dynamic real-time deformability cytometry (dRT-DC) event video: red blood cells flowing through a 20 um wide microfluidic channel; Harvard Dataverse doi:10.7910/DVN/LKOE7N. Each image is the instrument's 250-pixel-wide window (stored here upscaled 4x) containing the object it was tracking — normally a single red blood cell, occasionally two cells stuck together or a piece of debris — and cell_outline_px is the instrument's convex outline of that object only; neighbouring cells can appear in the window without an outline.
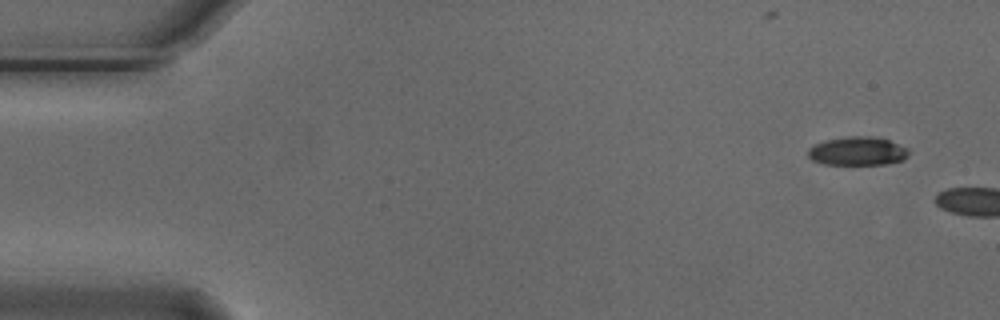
{"species": "Egyptian fruit bat (a non-hibernating species)", "species_latin": "Rousettus aegyptiacus", "temperature_condition": "cold", "stored_images_in_passage": 2, "camera_frame_rate_fps": 3000, "um_per_image_px": 0.085, "animal": {"sex": "male"}, "frame": {"image": 1, "passage_image": 1, "time_ms": 0.0, "image_size_px": [1000, 320], "cell_outline_px": [[908, 156], [904, 160], [884, 164], [824, 164], [812, 160], [808, 156], [808, 148], [824, 140], [848, 136], [868, 136], [888, 140], [908, 148]], "centroid_in_image_um": [72.88, 12.84], "position_along_channel_um": 12.1, "area_um2": 16.7}}